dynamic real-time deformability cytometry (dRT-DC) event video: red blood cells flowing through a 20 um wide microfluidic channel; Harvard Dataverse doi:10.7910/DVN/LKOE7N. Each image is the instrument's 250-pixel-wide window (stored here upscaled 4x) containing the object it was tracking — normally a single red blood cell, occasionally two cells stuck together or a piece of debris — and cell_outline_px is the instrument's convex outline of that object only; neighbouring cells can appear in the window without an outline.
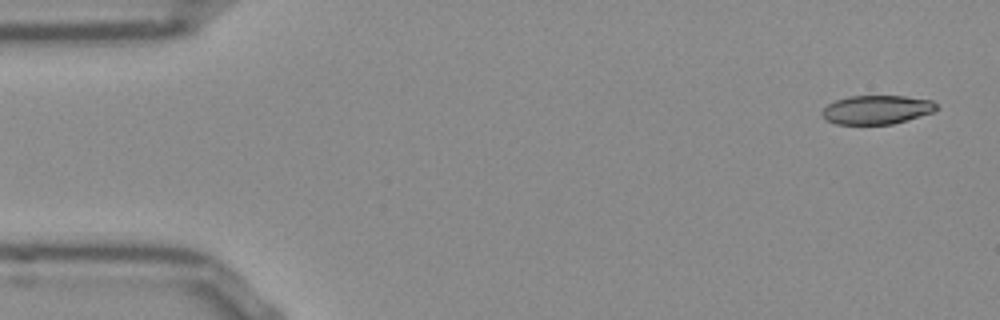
{"species": "Egyptian fruit bat (a non-hibernating species)", "species_latin": "Rousettus aegyptiacus", "temperature_condition": "room temperature", "stored_images_in_passage": 9, "camera_frame_rate_fps": 3000, "um_per_image_px": 0.085, "frame": {"image": 1, "passage_image": 2, "time_ms": 0.333, "image_size_px": [1000, 320], "cell_outline_px": [[940, 108], [932, 112], [892, 124], [836, 124], [828, 120], [820, 112], [828, 104], [836, 100], [852, 96], [904, 96], [932, 100]], "centroid_in_image_um": [74.54, 9.32], "position_along_channel_um": 10.5, "area_um2": 19.02}}